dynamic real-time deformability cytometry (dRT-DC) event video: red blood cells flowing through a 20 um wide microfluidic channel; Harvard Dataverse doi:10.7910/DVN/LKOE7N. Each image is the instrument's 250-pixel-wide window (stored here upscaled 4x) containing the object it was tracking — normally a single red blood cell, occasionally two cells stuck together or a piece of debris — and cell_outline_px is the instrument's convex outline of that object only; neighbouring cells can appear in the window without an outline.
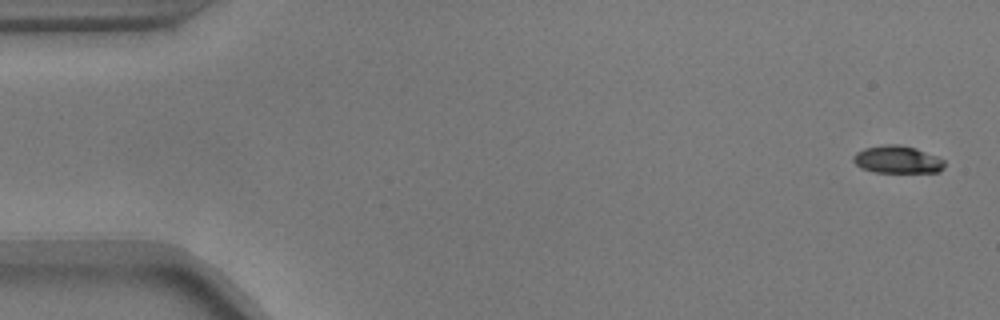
{"species": "common noctule bat (a hibernating species)", "species_latin": "Nyctalus noctula", "temperature_condition": "warm", "stored_images_in_passage": 55, "camera_frame_rate_fps": 3000, "um_per_image_px": 0.085, "animal": {"sex": "male", "body_mass_g": 17.9}, "frame": {"image": 1, "passage_image": 1, "time_ms": 0.0, "image_size_px": [1000, 320], "cell_outline_px": [[944, 168], [940, 172], [872, 172], [860, 168], [852, 160], [852, 156], [856, 152], [864, 148], [884, 144], [900, 144], [916, 148], [936, 156], [944, 160]], "centroid_in_image_um": [76.25, 13.56], "position_along_channel_um": 8.8, "area_um2": 14.8}}
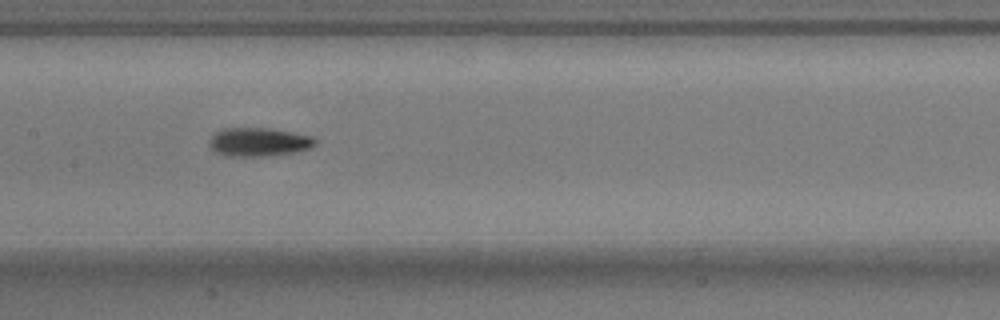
{"frame": {"image": 2, "passage_image": 26, "time_ms": 8.333, "image_size_px": [1000, 320], "cell_outline_px": [[316, 144], [308, 148], [296, 152], [268, 156], [228, 156], [216, 152], [208, 144], [208, 140], [220, 128], [272, 128], [312, 136], [316, 140]], "centroid_in_image_um": [21.98, 12.06], "position_along_channel_um": 185.4, "area_um2": 17.74}}
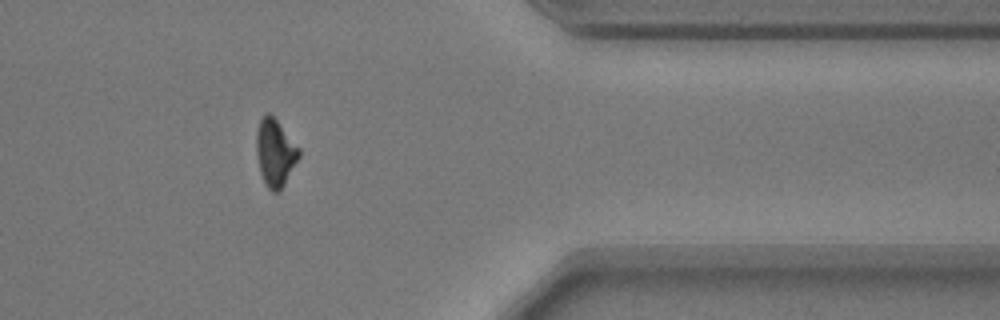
{"frame": {"image": 3, "passage_image": 44, "time_ms": 14.333, "image_size_px": [1000, 320], "cell_outline_px": [[300, 156], [280, 192], [272, 192], [264, 184], [260, 172], [256, 156], [256, 132], [260, 120], [268, 112], [276, 120], [300, 148]], "centroid_in_image_um": [23.38, 13.02], "position_along_channel_um": 388.0, "area_um2": 16.7}, "authors_computed_cell_mechanics": {"area_um2": 16.5886, "velocity_mm_per_s": 3.6997, "shape_relaxation_time_tau1_ms": 4.471, "shape_relaxation_time_tau2_ms": 5.8973, "deformation_change_tau1": 0.1573, "deformation_change_tau2": 0.1363}}